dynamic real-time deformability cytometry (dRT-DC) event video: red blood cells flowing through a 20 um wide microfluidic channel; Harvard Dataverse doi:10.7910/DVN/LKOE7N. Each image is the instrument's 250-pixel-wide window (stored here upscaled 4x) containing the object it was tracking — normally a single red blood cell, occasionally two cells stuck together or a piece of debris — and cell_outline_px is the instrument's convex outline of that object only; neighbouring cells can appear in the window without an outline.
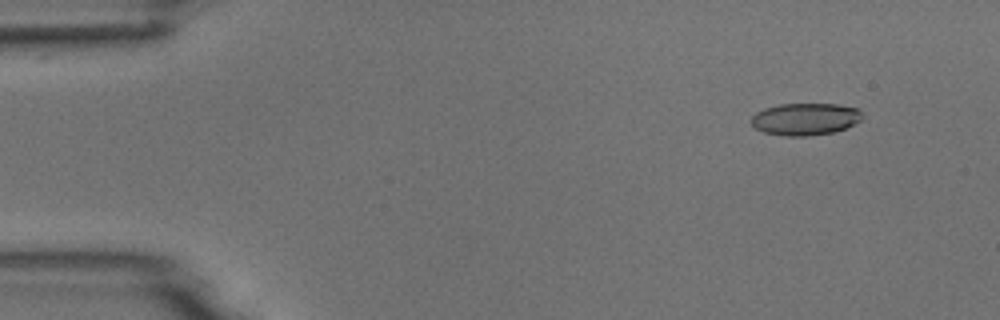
{"species": "common noctule bat (a hibernating species)", "species_latin": "Nyctalus noctula", "temperature_condition": "room temperature", "stored_images_in_passage": 5, "camera_frame_rate_fps": 3000, "um_per_image_px": 0.085, "animal": {"sex": "male", "body_mass_g": 18.8}, "frame": {"image": 1, "passage_image": 2, "time_ms": 1.0, "image_size_px": [1000, 320], "cell_outline_px": [[864, 116], [860, 120], [844, 128], [832, 132], [808, 136], [784, 136], [764, 132], [756, 128], [752, 124], [752, 116], [756, 112], [764, 108], [780, 104], [840, 104], [856, 108]], "centroid_in_image_um": [68.43, 10.11], "position_along_channel_um": 16.6, "area_um2": 20.63}}
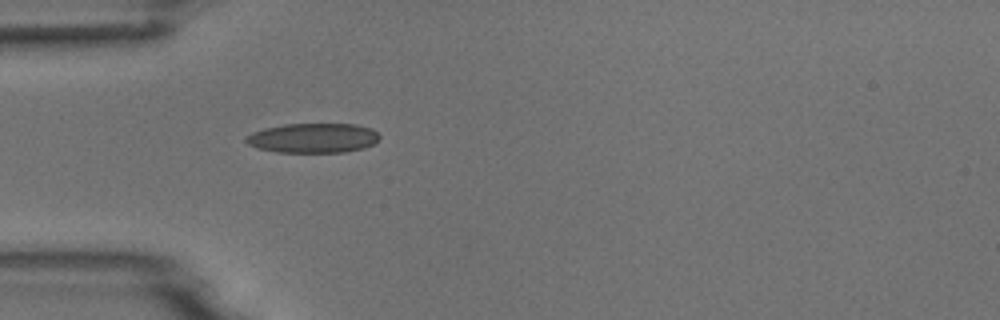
{"frame": {"image": 2, "passage_image": 5, "time_ms": 4.667, "image_size_px": [1000, 320], "cell_outline_px": [[380, 136], [372, 144], [364, 148], [344, 152], [276, 152], [256, 148], [248, 144], [244, 140], [244, 136], [252, 132], [264, 128], [284, 124], [356, 124], [372, 128]], "centroid_in_image_um": [26.56, 11.73], "position_along_channel_um": 58.4, "area_um2": 23.18}}